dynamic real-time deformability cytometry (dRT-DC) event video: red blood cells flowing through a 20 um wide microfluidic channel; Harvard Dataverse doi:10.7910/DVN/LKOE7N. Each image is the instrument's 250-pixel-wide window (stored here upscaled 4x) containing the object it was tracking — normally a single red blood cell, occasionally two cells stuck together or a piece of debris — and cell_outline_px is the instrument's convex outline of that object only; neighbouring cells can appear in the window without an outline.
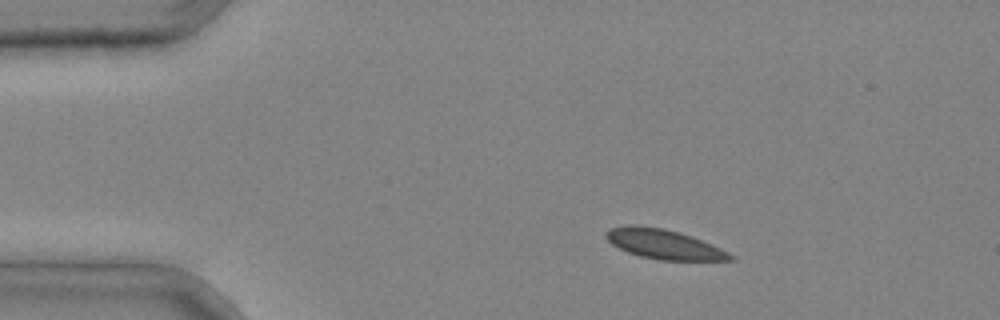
{"species": "common noctule bat (a hibernating species)", "species_latin": "Nyctalus noctula", "temperature_condition": "cold", "stored_images_in_passage": 2, "camera_frame_rate_fps": 3000, "um_per_image_px": 0.085, "animal": {"sex": "male", "body_mass_g": 20.4}, "frame": {"image": 1, "passage_image": 1, "time_ms": 0.0, "image_size_px": [1000, 320], "cell_outline_px": [[736, 260], [660, 260], [640, 256], [628, 252], [612, 244], [604, 236], [604, 232], [608, 228], [628, 224], [636, 224], [664, 228], [692, 236], [712, 244], [736, 256]], "centroid_in_image_um": [56.41, 20.74], "position_along_channel_um": 28.6, "area_um2": 21.68}}